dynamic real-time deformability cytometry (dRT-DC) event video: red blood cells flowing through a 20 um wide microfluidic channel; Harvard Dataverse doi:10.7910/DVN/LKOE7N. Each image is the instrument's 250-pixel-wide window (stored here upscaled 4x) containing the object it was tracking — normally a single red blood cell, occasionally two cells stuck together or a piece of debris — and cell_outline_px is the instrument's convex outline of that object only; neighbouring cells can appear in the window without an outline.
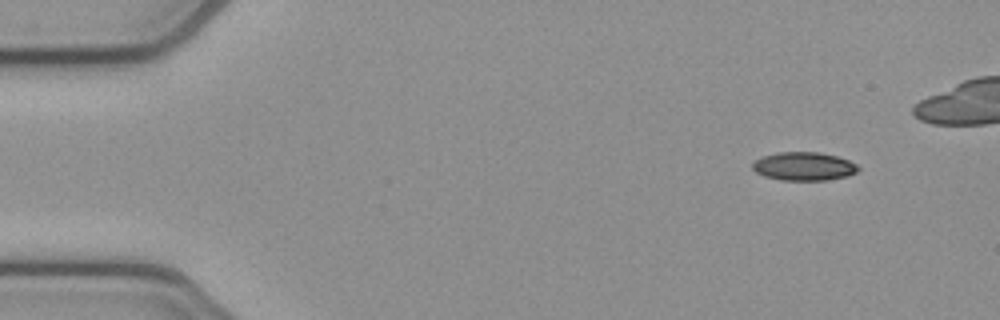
{"species": "common noctule bat (a hibernating species)", "species_latin": "Nyctalus noctula", "temperature_condition": "cold", "stored_images_in_passage": 6, "camera_frame_rate_fps": 3000, "um_per_image_px": 0.085, "animal": {"sex": "female", "body_mass_g": 21.9}, "frame": {"image": 1, "passage_image": 1, "time_ms": 0.0, "image_size_px": [1000, 320], "cell_outline_px": [[860, 168], [856, 172], [848, 176], [828, 180], [780, 180], [764, 176], [756, 172], [752, 168], [752, 164], [756, 160], [764, 156], [776, 152], [820, 152], [836, 156], [848, 160], [856, 164]], "centroid_in_image_um": [68.33, 14.14], "position_along_channel_um": 16.7, "area_um2": 17.51}}
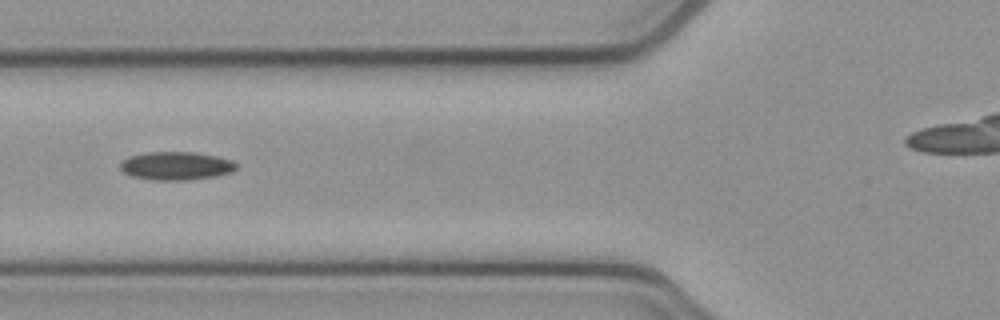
{"frame": {"image": 2, "passage_image": 5, "time_ms": 1.333, "image_size_px": [1000, 320], "cell_outline_px": [[236, 168], [232, 172], [212, 176], [188, 180], [152, 180], [132, 176], [124, 172], [120, 168], [120, 160], [128, 156], [144, 152], [196, 152], [216, 156], [232, 160], [236, 164]], "centroid_in_image_um": [14.92, 14.08], "position_along_channel_um": 110.9, "area_um2": 19.19}}
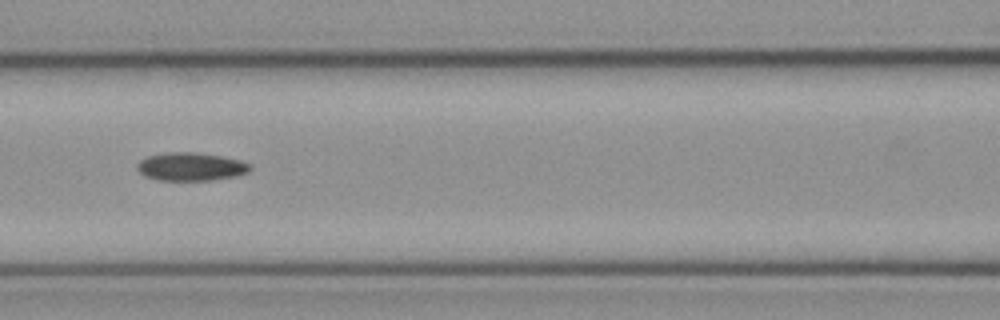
{"frame": {"image": 3, "passage_image": 6, "time_ms": 1.667, "image_size_px": [1000, 320], "cell_outline_px": [[252, 168], [248, 172], [236, 176], [212, 180], [156, 180], [144, 176], [136, 168], [136, 164], [140, 160], [148, 156], [168, 152], [192, 152], [224, 156], [240, 160], [252, 164]], "centroid_in_image_um": [16.23, 14.16], "position_along_channel_um": 150.4, "area_um2": 18.73}}